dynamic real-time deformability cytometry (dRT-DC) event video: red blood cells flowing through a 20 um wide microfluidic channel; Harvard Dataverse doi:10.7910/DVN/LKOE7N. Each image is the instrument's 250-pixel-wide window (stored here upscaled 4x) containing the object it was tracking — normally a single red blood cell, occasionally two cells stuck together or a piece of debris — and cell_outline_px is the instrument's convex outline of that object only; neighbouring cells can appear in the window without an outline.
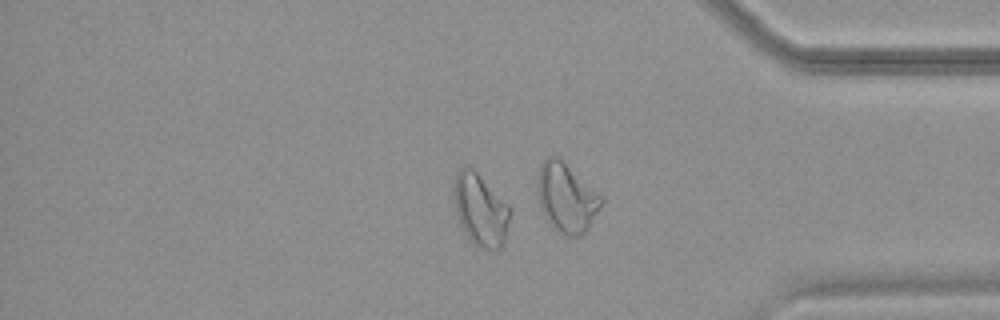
{"species": "common noctule bat (a hibernating species)", "species_latin": "Nyctalus noctula", "temperature_condition": "warm", "stored_images_in_passage": 54, "camera_frame_rate_fps": 3000, "um_per_image_px": 0.085, "animal": {"sex": "female", "body_mass_g": 18.4}, "frame": {"image": 1, "passage_image": 46, "time_ms": 15.0, "image_size_px": [1000, 320], "cell_outline_px": [[512, 212], [504, 244], [496, 252], [480, 248], [472, 244], [464, 232], [460, 224], [456, 212], [452, 196], [452, 192], [456, 172], [460, 168], [472, 168], [512, 208]], "centroid_in_image_um": [40.85, 17.9], "position_along_channel_um": 394.4, "area_um2": 24.1}, "authors_computed_cell_mechanics": {"area_um2": 23.7847, "velocity_mm_per_s": 3.7058, "shape_relaxation_time_tau1_ms": null, "shape_relaxation_time_tau2_ms": 5.1471, "deformation_change_tau1": null, "deformation_change_tau2": 0.1141}}